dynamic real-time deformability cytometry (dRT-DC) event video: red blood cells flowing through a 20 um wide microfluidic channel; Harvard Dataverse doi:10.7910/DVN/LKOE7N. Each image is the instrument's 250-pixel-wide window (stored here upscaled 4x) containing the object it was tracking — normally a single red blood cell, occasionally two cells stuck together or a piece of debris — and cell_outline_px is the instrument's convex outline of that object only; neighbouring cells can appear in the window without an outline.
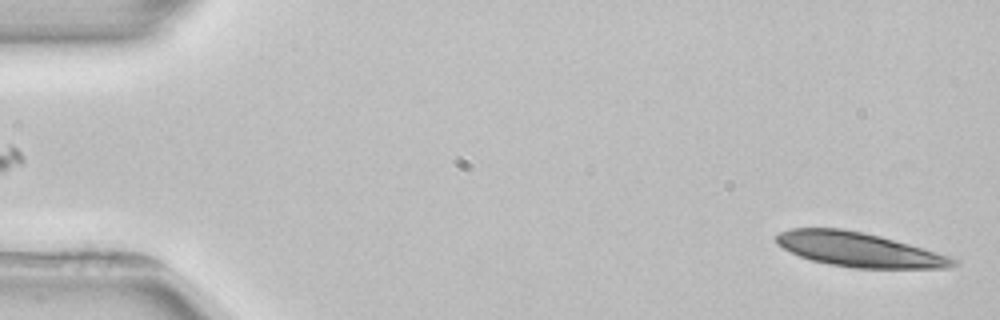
{"species": "common noctule bat (a hibernating species)", "species_latin": "Nyctalus noctula", "temperature_condition": "room temperature", "stored_images_in_passage": 3, "camera_frame_rate_fps": 3000, "um_per_image_px": 0.085, "animal": {"sex": "female", "body_mass_g": 22.7, "forearm_length_mm": 54.2}, "frame": {"image": 1, "passage_image": 3, "time_ms": 4.0, "image_size_px": [1000, 320], "cell_outline_px": [[956, 264], [948, 268], [852, 268], [828, 264], [812, 260], [800, 256], [776, 244], [776, 236], [780, 232], [792, 228], [840, 228], [864, 232], [880, 236], [952, 256], [956, 260]], "centroid_in_image_um": [73.02, 21.22], "position_along_channel_um": 12.0, "area_um2": 35.26}}